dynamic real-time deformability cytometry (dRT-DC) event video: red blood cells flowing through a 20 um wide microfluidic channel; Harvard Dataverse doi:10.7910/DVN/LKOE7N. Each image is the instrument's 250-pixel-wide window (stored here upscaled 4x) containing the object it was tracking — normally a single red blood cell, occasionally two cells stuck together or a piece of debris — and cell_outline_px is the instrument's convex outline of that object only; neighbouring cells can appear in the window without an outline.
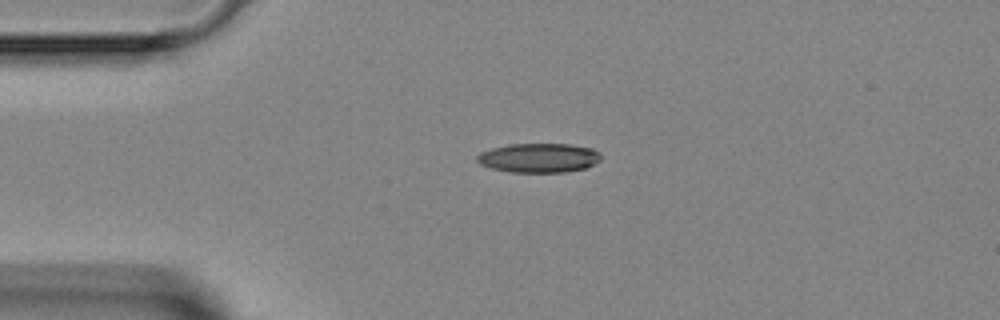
{"species": "Egyptian fruit bat (a non-hibernating species)", "species_latin": "Rousettus aegyptiacus", "temperature_condition": "room temperature", "stored_images_in_passage": 2, "camera_frame_rate_fps": 3000, "um_per_image_px": 0.085, "animal": {"sex": "female"}, "frame": {"image": 1, "passage_image": 1, "time_ms": 0.0, "image_size_px": [1000, 320], "cell_outline_px": [[600, 160], [584, 168], [564, 172], [512, 172], [492, 168], [480, 164], [476, 160], [476, 156], [480, 152], [492, 148], [508, 144], [568, 144], [592, 148], [600, 152]], "centroid_in_image_um": [45.78, 13.41], "position_along_channel_um": 39.2, "area_um2": 21.04}}